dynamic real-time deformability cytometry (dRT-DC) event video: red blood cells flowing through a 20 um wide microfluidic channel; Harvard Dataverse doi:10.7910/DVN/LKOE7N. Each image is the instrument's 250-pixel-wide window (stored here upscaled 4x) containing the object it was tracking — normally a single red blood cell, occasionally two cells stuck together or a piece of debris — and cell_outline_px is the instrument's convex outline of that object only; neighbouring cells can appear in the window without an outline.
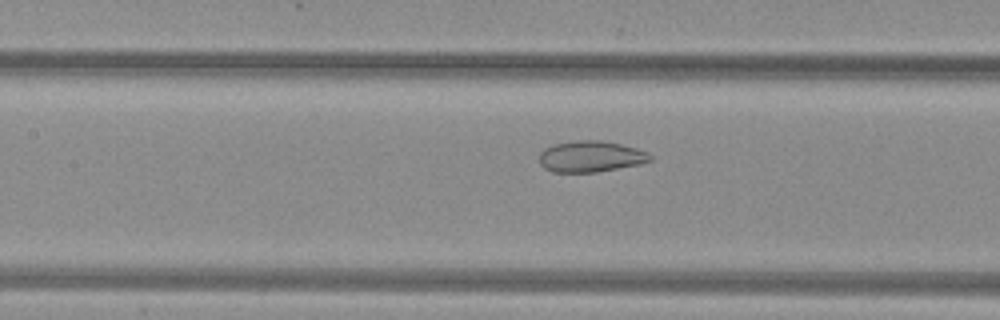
{"species": "common noctule bat (a hibernating species)", "species_latin": "Nyctalus noctula", "temperature_condition": "warm", "stored_images_in_passage": 36, "camera_frame_rate_fps": 3000, "um_per_image_px": 0.085, "animal": {"sex": "female", "body_mass_g": 29.2, "forearm_length_mm": 56.3}, "frame": {"image": 1, "passage_image": 14, "time_ms": 4.333, "image_size_px": [1000, 320], "cell_outline_px": [[652, 160], [640, 164], [596, 172], [552, 172], [544, 168], [540, 164], [540, 152], [544, 148], [552, 144], [576, 140], [600, 140], [620, 144], [636, 148], [648, 152], [652, 156]], "centroid_in_image_um": [50.19, 13.3], "position_along_channel_um": 157.2, "area_um2": 20.23}}
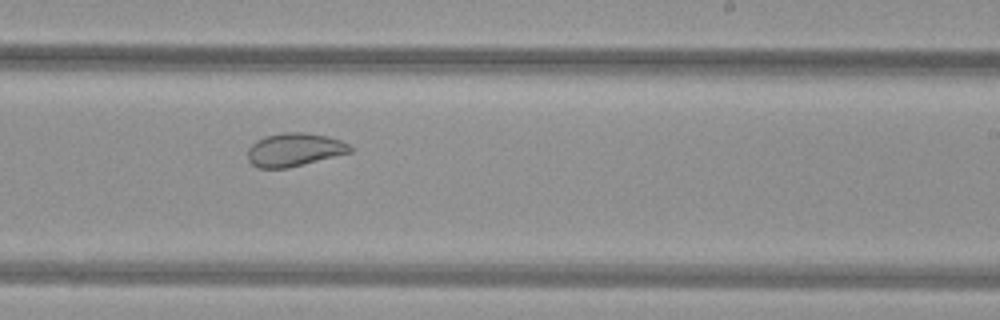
{"frame": {"image": 2, "passage_image": 22, "time_ms": 7.0, "image_size_px": [1000, 320], "cell_outline_px": [[352, 152], [288, 168], [256, 168], [248, 160], [248, 148], [256, 140], [264, 136], [284, 132], [304, 132], [328, 136], [340, 140], [348, 144], [352, 148]], "centroid_in_image_um": [25.0, 12.72], "position_along_channel_um": 264.0, "area_um2": 19.94}}
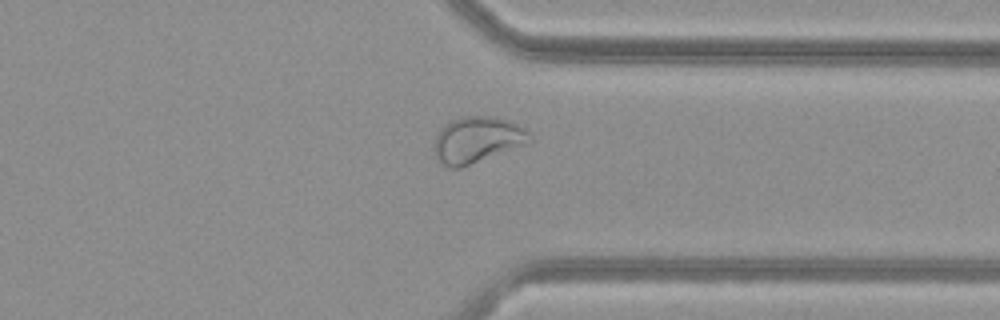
{"frame": {"image": 3, "passage_image": 30, "time_ms": 9.667, "image_size_px": [1000, 320], "cell_outline_px": [[532, 140], [528, 144], [460, 168], [448, 168], [436, 160], [432, 148], [436, 136], [440, 128], [444, 124], [452, 120], [464, 116], [492, 116], [516, 124], [524, 128], [532, 136]], "centroid_in_image_um": [40.52, 11.9], "position_along_channel_um": 370.9, "area_um2": 25.95}, "authors_computed_cell_mechanics": {"area_um2": 22.5709, "velocity_mm_per_s": 4.026, "shape_relaxation_time_tau1_ms": null, "shape_relaxation_time_tau2_ms": 0.8839, "deformation_change_tau1": null, "deformation_change_tau2": 0.0684}}